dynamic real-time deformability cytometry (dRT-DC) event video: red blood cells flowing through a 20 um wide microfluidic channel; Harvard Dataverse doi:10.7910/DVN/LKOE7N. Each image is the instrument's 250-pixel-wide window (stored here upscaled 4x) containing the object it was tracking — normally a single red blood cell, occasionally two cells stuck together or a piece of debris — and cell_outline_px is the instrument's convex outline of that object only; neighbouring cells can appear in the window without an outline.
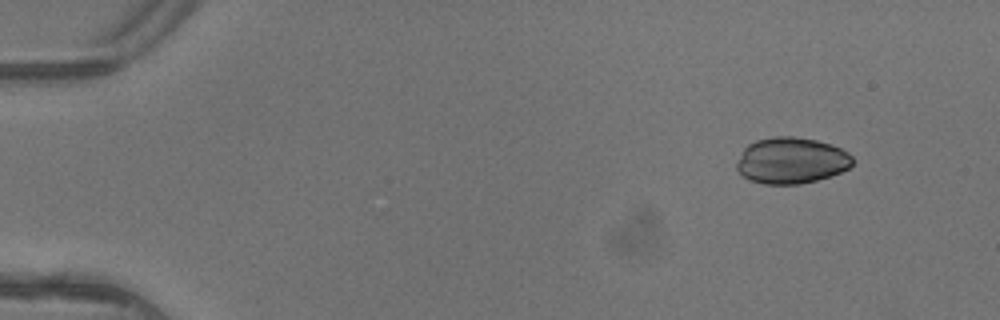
{"species": "common noctule bat (a hibernating species)", "species_latin": "Nyctalus noctula", "temperature_condition": "warm", "stored_images_in_passage": 3, "camera_frame_rate_fps": 3000, "um_per_image_px": 0.085, "animal": {"sex": "female"}, "frame": {"image": 1, "passage_image": 1, "time_ms": 0.0, "image_size_px": [1000, 320], "cell_outline_px": [[852, 164], [848, 168], [832, 176], [800, 184], [764, 184], [748, 180], [736, 168], [736, 164], [744, 148], [748, 144], [756, 140], [772, 136], [792, 136], [816, 140], [840, 148], [848, 152], [852, 156]], "centroid_in_image_um": [67.25, 13.65], "position_along_channel_um": 17.8, "area_um2": 31.21}}